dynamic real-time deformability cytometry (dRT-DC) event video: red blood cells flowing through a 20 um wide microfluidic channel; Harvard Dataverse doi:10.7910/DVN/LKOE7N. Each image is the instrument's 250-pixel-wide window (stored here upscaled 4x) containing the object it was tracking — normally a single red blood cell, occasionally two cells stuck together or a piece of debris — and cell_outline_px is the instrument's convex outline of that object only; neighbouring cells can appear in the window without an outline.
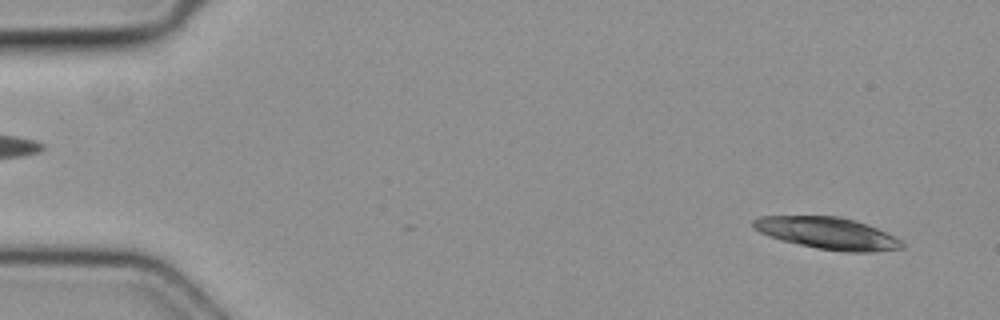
{"species": "common noctule bat (a hibernating species)", "species_latin": "Nyctalus noctula", "temperature_condition": "cold", "stored_images_in_passage": 4, "segment_of_instrument_passage": [2, 2], "camera_frame_rate_fps": 3000, "um_per_image_px": 0.085, "animal": {"sex": "female", "body_mass_g": 19.3, "forearm_length_mm": 54.1}, "frame": {"image": 1, "passage_image": 4, "time_ms": 1.0, "image_size_px": [1000, 320], "cell_outline_px": [[904, 248], [872, 252], [844, 252], [816, 248], [780, 240], [768, 236], [752, 228], [752, 220], [760, 216], [840, 216], [876, 228], [900, 240], [904, 244]], "centroid_in_image_um": [70.28, 19.83], "position_along_channel_um": 14.7, "area_um2": 27.51}}